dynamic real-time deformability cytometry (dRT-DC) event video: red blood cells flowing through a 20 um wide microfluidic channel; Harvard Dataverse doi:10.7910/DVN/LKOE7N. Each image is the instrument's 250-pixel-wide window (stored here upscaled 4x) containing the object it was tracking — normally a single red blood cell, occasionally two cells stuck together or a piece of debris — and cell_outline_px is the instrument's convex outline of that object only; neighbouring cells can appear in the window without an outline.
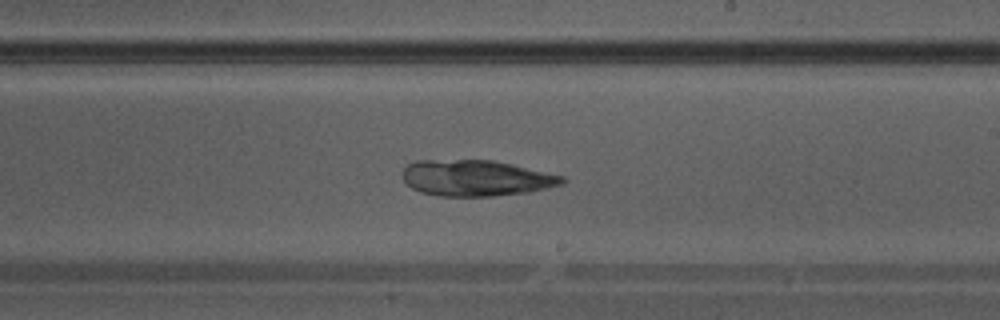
{"species": "Egyptian fruit bat (a non-hibernating species)", "species_latin": "Rousettus aegyptiacus", "temperature_condition": "warm", "stored_images_in_passage": 39, "camera_frame_rate_fps": 3000, "um_per_image_px": 0.085, "animal": {"sex": "male"}, "frame": {"image": 1, "passage_image": 23, "time_ms": 7.333, "image_size_px": [1000, 320], "cell_outline_px": [[568, 180], [564, 184], [528, 192], [492, 196], [440, 196], [420, 192], [412, 188], [404, 180], [404, 168], [408, 164], [416, 160], [492, 160], [512, 164], [564, 176]], "centroid_in_image_um": [40.49, 15.13], "position_along_channel_um": 248.5, "area_um2": 33.47}}